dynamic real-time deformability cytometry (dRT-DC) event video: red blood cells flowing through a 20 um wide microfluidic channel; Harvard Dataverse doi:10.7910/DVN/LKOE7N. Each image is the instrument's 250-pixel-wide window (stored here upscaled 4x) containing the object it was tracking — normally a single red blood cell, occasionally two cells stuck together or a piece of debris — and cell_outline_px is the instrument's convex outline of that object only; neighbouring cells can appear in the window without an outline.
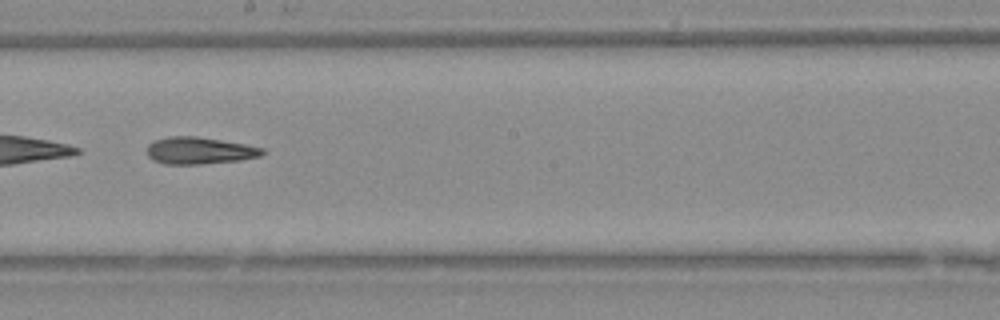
{"species": "Egyptian fruit bat (a non-hibernating species)", "species_latin": "Rousettus aegyptiacus", "temperature_condition": "warm", "stored_images_in_passage": 29, "camera_frame_rate_fps": 3000, "um_per_image_px": 0.085, "animal": {"sex": "female"}, "frame": {"image": 1, "passage_image": 13, "time_ms": 4.0, "image_size_px": [1000, 320], "cell_outline_px": [[264, 152], [260, 156], [240, 160], [200, 164], [164, 164], [152, 160], [148, 156], [148, 144], [156, 140], [168, 136], [196, 136], [244, 144], [264, 148]], "centroid_in_image_um": [16.93, 12.8], "position_along_channel_um": 231.3, "area_um2": 18.03}}